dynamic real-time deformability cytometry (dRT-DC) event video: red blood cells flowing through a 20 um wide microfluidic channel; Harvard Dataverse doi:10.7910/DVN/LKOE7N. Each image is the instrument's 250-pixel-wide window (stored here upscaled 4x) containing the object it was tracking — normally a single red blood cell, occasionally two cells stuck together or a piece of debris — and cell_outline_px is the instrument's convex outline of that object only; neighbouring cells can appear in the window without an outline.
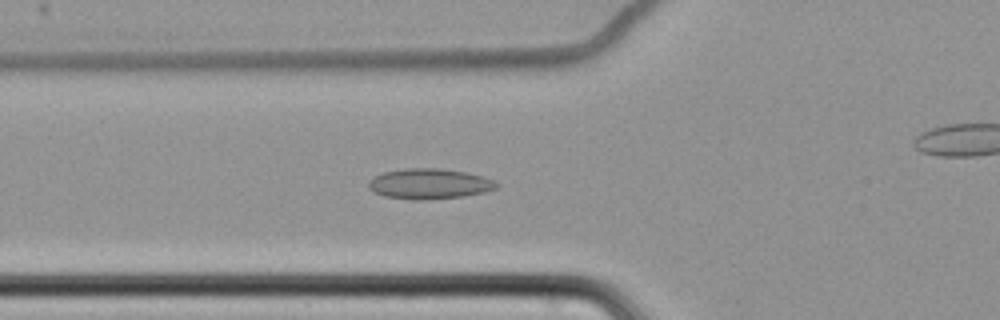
{"species": "common noctule bat (a hibernating species)", "species_latin": "Nyctalus noctula", "temperature_condition": "cold", "stored_images_in_passage": 48, "camera_frame_rate_fps": 3000, "um_per_image_px": 0.085, "animal": {"sex": "female", "body_mass_g": 22.7, "forearm_length_mm": 54.2}, "frame": {"image": 1, "passage_image": 18, "time_ms": 5.667, "image_size_px": [1000, 320], "cell_outline_px": [[500, 184], [496, 188], [484, 192], [464, 196], [428, 200], [412, 200], [384, 196], [372, 192], [368, 188], [368, 184], [376, 176], [384, 172], [408, 168], [440, 168], [464, 172], [480, 176], [492, 180]], "centroid_in_image_um": [36.48, 15.64], "position_along_channel_um": 89.3, "area_um2": 22.54}}
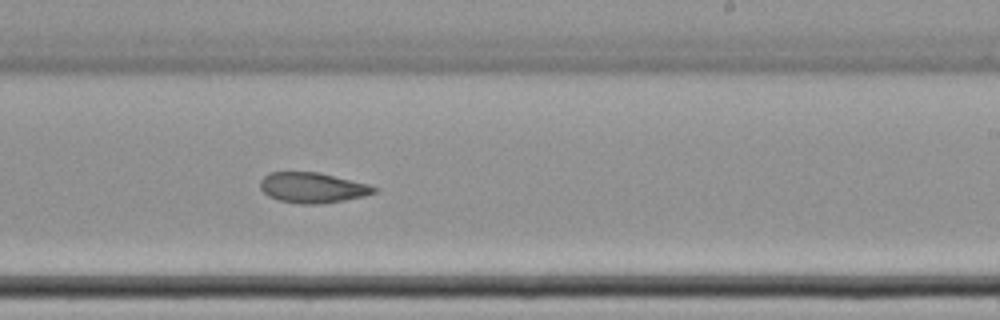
{"frame": {"image": 2, "passage_image": 33, "time_ms": 10.667, "image_size_px": [1000, 320], "cell_outline_px": [[376, 192], [364, 196], [344, 200], [316, 204], [300, 204], [280, 200], [268, 196], [260, 188], [260, 180], [268, 172], [320, 172], [368, 184], [376, 188]], "centroid_in_image_um": [26.54, 15.94], "position_along_channel_um": 262.5, "area_um2": 20.06}}
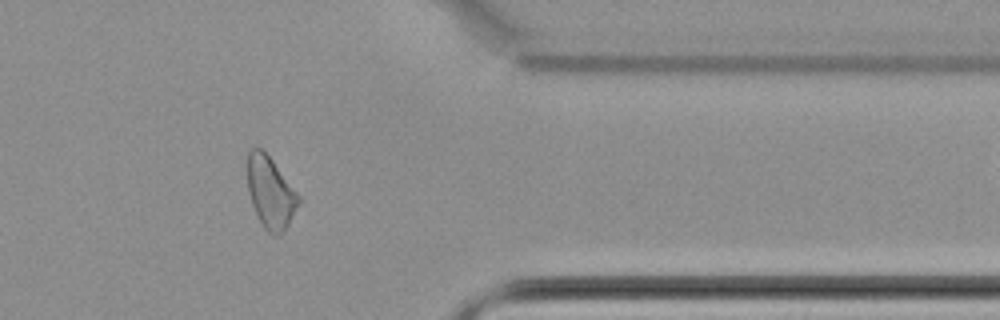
{"frame": {"image": 3, "passage_image": 45, "time_ms": 14.667, "image_size_px": [1000, 320], "cell_outline_px": [[300, 204], [284, 232], [280, 236], [272, 236], [264, 228], [252, 204], [248, 192], [248, 152], [252, 148], [260, 148], [272, 160], [300, 196]], "centroid_in_image_um": [23.01, 16.41], "position_along_channel_um": 388.4, "area_um2": 21.21}}